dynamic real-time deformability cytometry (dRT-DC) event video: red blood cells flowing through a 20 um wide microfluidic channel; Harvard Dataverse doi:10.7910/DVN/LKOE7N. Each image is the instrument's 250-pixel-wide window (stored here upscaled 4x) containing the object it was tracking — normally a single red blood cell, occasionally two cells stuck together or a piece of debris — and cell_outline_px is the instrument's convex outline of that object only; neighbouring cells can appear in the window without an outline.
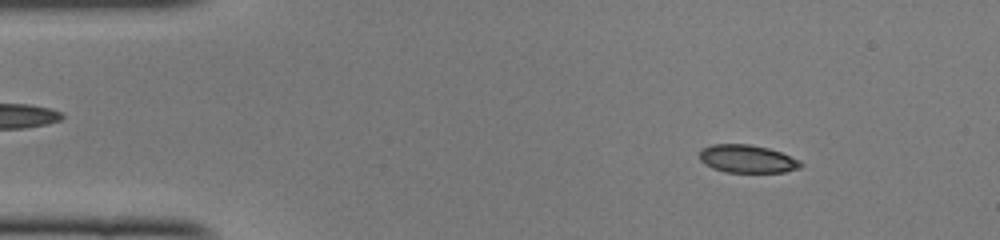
{"species": "common noctule bat (a hibernating species)", "species_latin": "Nyctalus noctula", "temperature_condition": "cold", "stored_images_in_passage": 48, "camera_frame_rate_fps": 3000, "um_per_image_px": 0.085, "animal": {"sex": "female", "body_mass_g": 22.0, "forearm_length_mm": 56.7}, "frame": {"image": 1, "passage_image": 6, "time_ms": 1.667, "image_size_px": [1000, 240], "cell_outline_px": [[804, 164], [800, 168], [784, 172], [728, 172], [712, 168], [704, 164], [700, 160], [700, 148], [712, 144], [748, 144], [768, 148], [780, 152], [800, 160]], "centroid_in_image_um": [63.51, 13.5], "position_along_channel_um": 21.5, "area_um2": 16.53}}
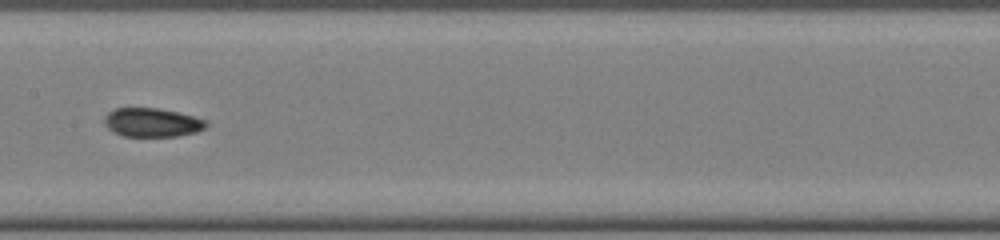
{"frame": {"image": 2, "passage_image": 24, "time_ms": 7.667, "image_size_px": [1000, 240], "cell_outline_px": [[208, 124], [204, 128], [196, 132], [176, 136], [124, 136], [112, 132], [104, 124], [104, 116], [108, 112], [116, 108], [156, 108], [176, 112], [208, 120]], "centroid_in_image_um": [12.9, 10.41], "position_along_channel_um": 194.5, "area_um2": 17.05}}
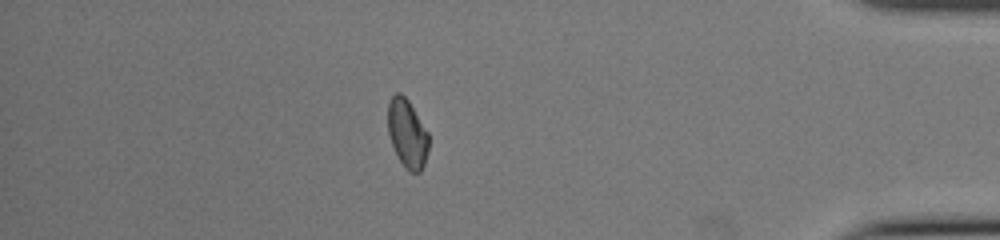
{"frame": {"image": 3, "passage_image": 42, "time_ms": 13.667, "image_size_px": [1000, 240], "cell_outline_px": [[428, 148], [424, 164], [420, 172], [408, 172], [404, 168], [392, 144], [388, 132], [388, 104], [392, 96], [396, 92], [400, 92], [408, 100], [428, 132]], "centroid_in_image_um": [34.61, 11.35], "position_along_channel_um": 400.6, "area_um2": 16.13}, "authors_computed_cell_mechanics": {"area_um2": 16.8487, "velocity_mm_per_s": 4.1153, "shape_relaxation_time_tau1_ms": null, "shape_relaxation_time_tau2_ms": 5.4717, "deformation_change_tau1": null, "deformation_change_tau2": 0.0975}}